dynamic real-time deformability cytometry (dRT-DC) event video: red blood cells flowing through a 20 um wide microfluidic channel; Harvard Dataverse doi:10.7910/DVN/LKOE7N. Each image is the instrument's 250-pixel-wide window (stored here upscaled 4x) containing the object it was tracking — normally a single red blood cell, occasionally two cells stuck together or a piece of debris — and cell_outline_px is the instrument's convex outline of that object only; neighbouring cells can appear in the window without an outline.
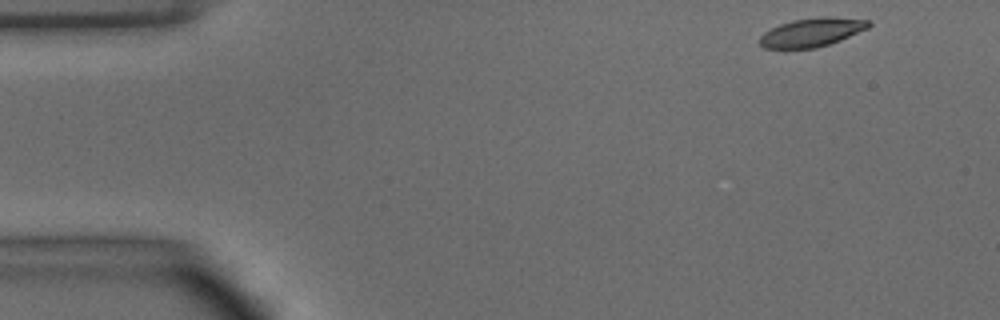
{"species": "common noctule bat (a hibernating species)", "species_latin": "Nyctalus noctula", "temperature_condition": "warm", "stored_images_in_passage": 46, "camera_frame_rate_fps": 3000, "um_per_image_px": 0.085, "animal": {"sex": "male", "body_mass_g": 15.6}, "frame": {"image": 1, "passage_image": 1, "time_ms": 0.0, "image_size_px": [1000, 320], "cell_outline_px": [[872, 24], [868, 28], [840, 40], [816, 48], [764, 48], [760, 44], [760, 36], [764, 32], [780, 24], [792, 20], [828, 16], [872, 20]], "centroid_in_image_um": [69.03, 2.74], "position_along_channel_um": 16.0, "area_um2": 18.09}}
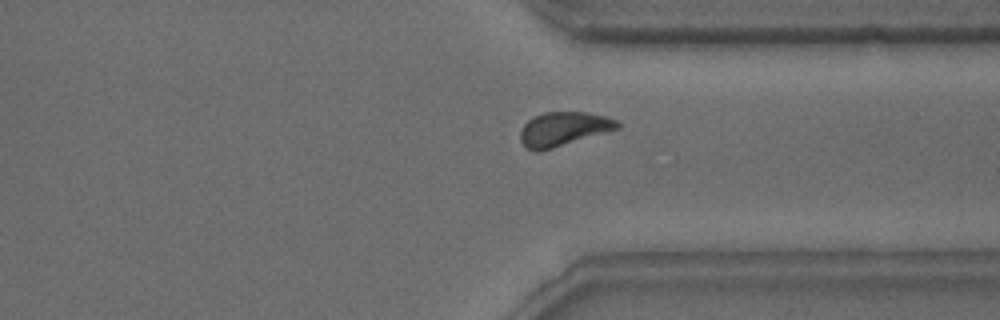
{"frame": {"image": 2, "passage_image": 34, "time_ms": 11.0, "image_size_px": [1000, 320], "cell_outline_px": [[620, 128], [540, 152], [536, 152], [528, 148], [520, 140], [520, 132], [524, 124], [532, 116], [544, 112], [588, 112], [608, 116], [616, 120], [620, 124]], "centroid_in_image_um": [47.9, 10.95], "position_along_channel_um": 363.5, "area_um2": 19.36}}
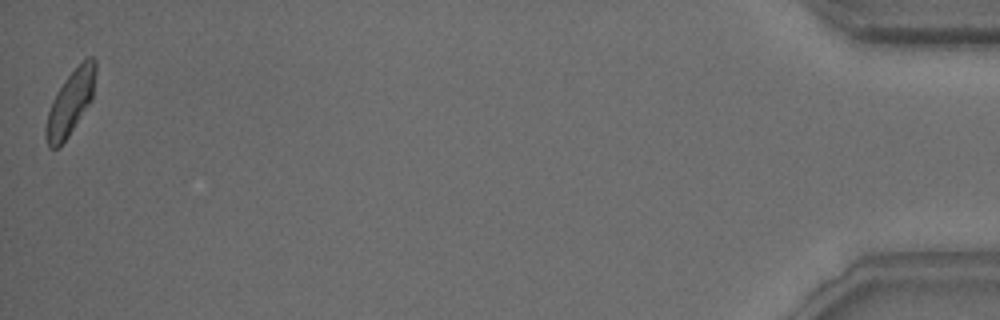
{"frame": {"image": 3, "passage_image": 46, "time_ms": 15.0, "image_size_px": [1000, 320], "cell_outline_px": [[96, 72], [92, 100], [68, 136], [56, 148], [48, 148], [44, 136], [44, 128], [48, 112], [52, 100], [56, 92], [64, 80], [88, 56], [92, 56], [96, 60]], "centroid_in_image_um": [5.97, 8.73], "position_along_channel_um": 429.2, "area_um2": 18.55}, "authors_computed_cell_mechanics": {"area_um2": 19.1029, "velocity_mm_per_s": 4.049, "shape_relaxation_time_tau1_ms": 3.7196, "shape_relaxation_time_tau2_ms": 2.4737, "deformation_change_tau1": 0.1336, "deformation_change_tau2": 0.0888}}